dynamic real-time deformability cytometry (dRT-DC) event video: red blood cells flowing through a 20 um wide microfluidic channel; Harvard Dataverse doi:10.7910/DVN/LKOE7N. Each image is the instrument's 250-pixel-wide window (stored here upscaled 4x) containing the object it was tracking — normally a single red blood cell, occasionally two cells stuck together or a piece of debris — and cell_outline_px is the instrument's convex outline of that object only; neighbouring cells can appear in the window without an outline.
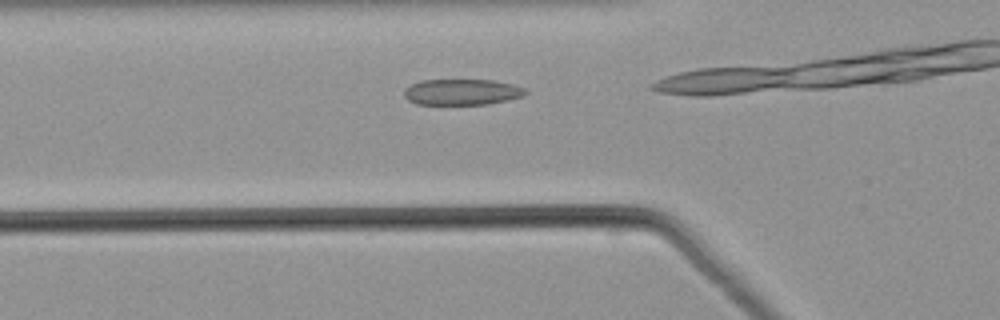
{"species": "common noctule bat (a hibernating species)", "species_latin": "Nyctalus noctula", "temperature_condition": "warm", "stored_images_in_passage": 10, "camera_frame_rate_fps": 3000, "um_per_image_px": 0.085, "animal": {"sex": "male", "body_mass_g": 21.5, "forearm_length_mm": 52.0}, "frame": {"image": 1, "passage_image": 4, "time_ms": 1.0, "image_size_px": [1000, 320], "cell_outline_px": [[528, 92], [524, 96], [508, 100], [488, 104], [416, 104], [408, 100], [404, 96], [404, 88], [420, 80], [492, 80], [512, 84], [524, 88]], "centroid_in_image_um": [39.26, 7.82], "position_along_channel_um": 86.5, "area_um2": 18.38}}